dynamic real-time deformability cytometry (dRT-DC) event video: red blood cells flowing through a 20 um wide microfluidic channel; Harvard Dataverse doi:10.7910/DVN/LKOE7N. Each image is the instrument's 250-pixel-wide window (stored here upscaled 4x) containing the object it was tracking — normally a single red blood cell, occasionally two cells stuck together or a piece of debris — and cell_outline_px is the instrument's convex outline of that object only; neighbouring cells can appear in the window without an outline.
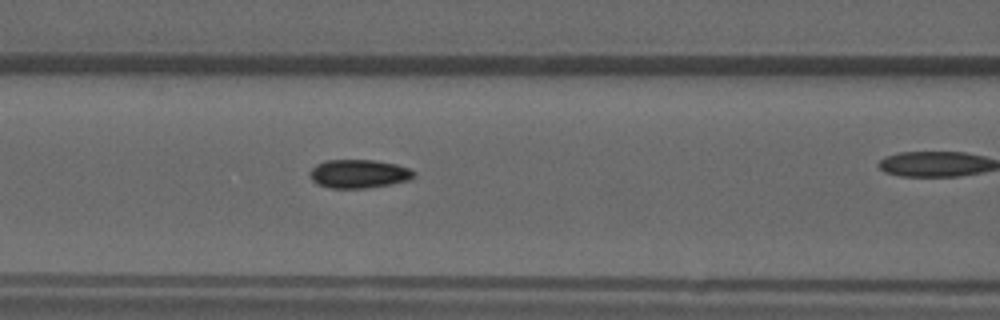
{"species": "common noctule bat (a hibernating species)", "species_latin": "Nyctalus noctula", "temperature_condition": "warm", "stored_images_in_passage": 19, "camera_frame_rate_fps": 3000, "um_per_image_px": 0.085, "animal": {"sex": "male", "forearm_length_mm": 52.5}, "frame": {"image": 1, "passage_image": 12, "time_ms": 3.667, "image_size_px": [1000, 320], "cell_outline_px": [[416, 176], [408, 180], [368, 188], [332, 188], [316, 184], [312, 180], [308, 172], [316, 164], [328, 160], [376, 160], [396, 164], [408, 168], [416, 172]], "centroid_in_image_um": [30.48, 14.77], "position_along_channel_um": 136.1, "area_um2": 17.34}}